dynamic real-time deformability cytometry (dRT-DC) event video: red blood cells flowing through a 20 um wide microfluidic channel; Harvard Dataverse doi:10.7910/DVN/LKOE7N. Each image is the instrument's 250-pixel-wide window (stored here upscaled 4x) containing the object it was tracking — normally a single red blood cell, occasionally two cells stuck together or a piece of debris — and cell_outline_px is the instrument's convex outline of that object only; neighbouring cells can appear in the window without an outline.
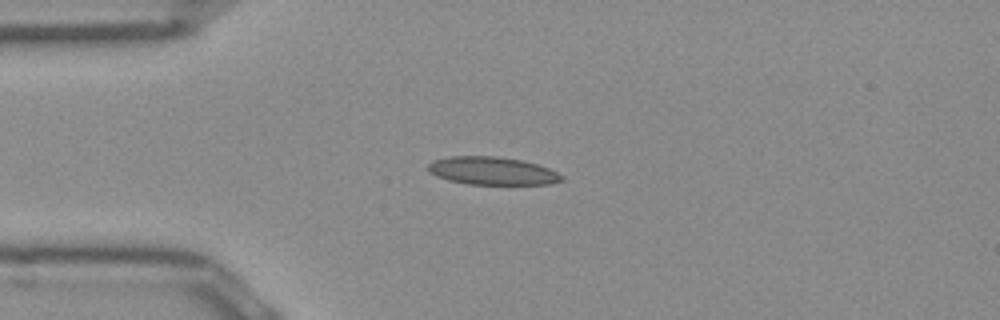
{"species": "Egyptian fruit bat (a non-hibernating species)", "species_latin": "Rousettus aegyptiacus", "temperature_condition": "room temperature", "stored_images_in_passage": 39, "camera_frame_rate_fps": 3000, "um_per_image_px": 0.085, "frame": {"image": 1, "passage_image": 1, "time_ms": 0.0, "image_size_px": [1000, 320], "cell_outline_px": [[564, 180], [552, 184], [468, 184], [448, 180], [436, 176], [428, 172], [428, 164], [432, 160], [452, 156], [496, 156], [524, 160], [548, 168], [564, 176]], "centroid_in_image_um": [41.83, 14.52], "position_along_channel_um": 43.2, "area_um2": 21.85}}
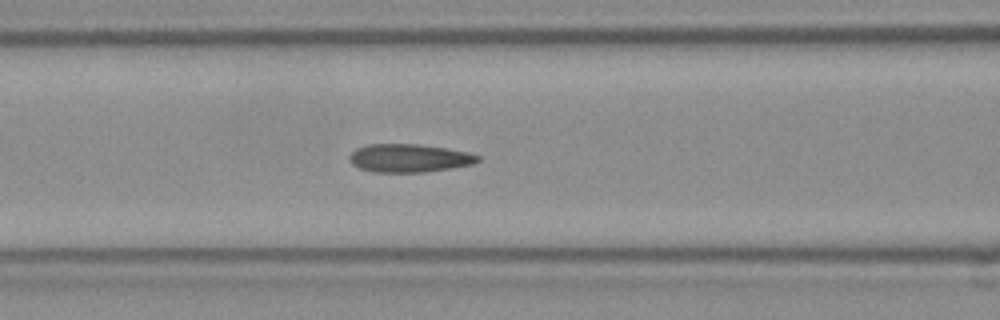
{"frame": {"image": 2, "passage_image": 9, "time_ms": 2.667, "image_size_px": [1000, 320], "cell_outline_px": [[480, 160], [472, 164], [452, 168], [424, 172], [372, 172], [360, 168], [352, 164], [348, 156], [356, 148], [368, 144], [420, 144], [448, 148], [468, 152], [480, 156]], "centroid_in_image_um": [34.78, 13.43], "position_along_channel_um": 131.8, "area_um2": 21.21}}
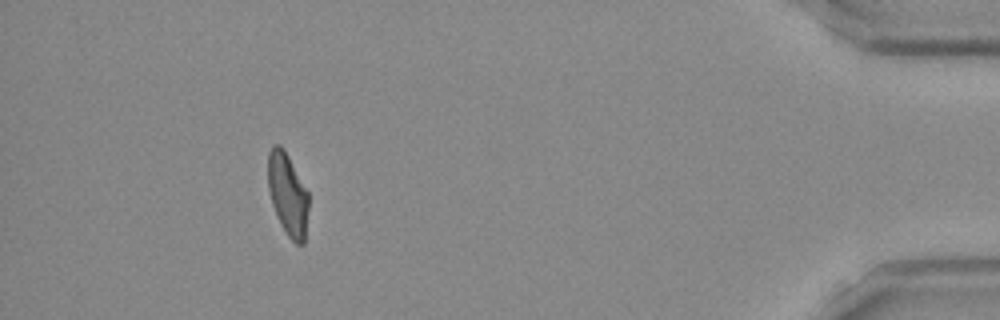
{"frame": {"image": 3, "passage_image": 35, "time_ms": 11.333, "image_size_px": [1000, 320], "cell_outline_px": [[308, 208], [304, 244], [296, 244], [288, 236], [280, 224], [272, 204], [268, 188], [268, 152], [272, 144], [280, 144], [284, 148], [308, 192]], "centroid_in_image_um": [24.44, 16.49], "position_along_channel_um": 410.8, "area_um2": 19.54}, "authors_computed_cell_mechanics": {"area_um2": 20.5768, "velocity_mm_per_s": 3.9641, "shape_relaxation_time_tau1_ms": null, "shape_relaxation_time_tau2_ms": 2.1087, "deformation_change_tau1": null, "deformation_change_tau2": 0.0894}}